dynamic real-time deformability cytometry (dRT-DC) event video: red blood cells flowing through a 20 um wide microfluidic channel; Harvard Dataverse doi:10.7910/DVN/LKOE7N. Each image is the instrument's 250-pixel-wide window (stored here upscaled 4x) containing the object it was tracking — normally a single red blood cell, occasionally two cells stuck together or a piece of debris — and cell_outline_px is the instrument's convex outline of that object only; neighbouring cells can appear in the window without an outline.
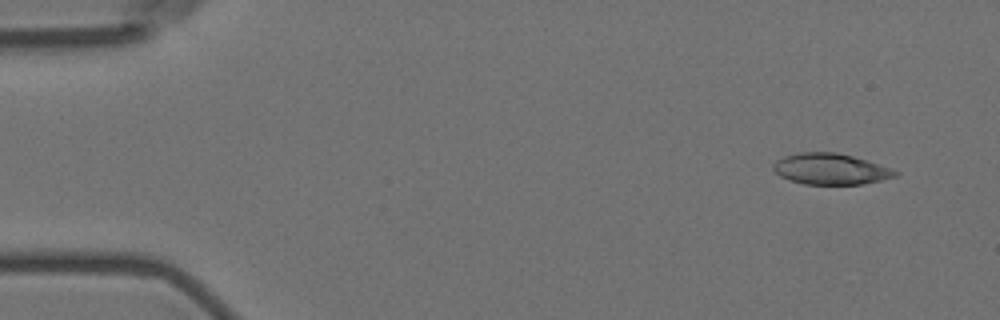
{"species": "Egyptian fruit bat (a non-hibernating species)", "species_latin": "Rousettus aegyptiacus", "temperature_condition": "room temperature", "stored_images_in_passage": 8, "camera_frame_rate_fps": 3000, "um_per_image_px": 0.085, "animal": {"sex": "female"}, "frame": {"image": 1, "passage_image": 1, "time_ms": 0.0, "image_size_px": [1000, 320], "cell_outline_px": [[900, 172], [896, 176], [880, 180], [860, 184], [804, 184], [788, 180], [780, 176], [772, 168], [772, 164], [776, 160], [784, 156], [800, 152], [836, 152], [852, 156]], "centroid_in_image_um": [70.52, 14.36], "position_along_channel_um": 14.5, "area_um2": 21.79}}
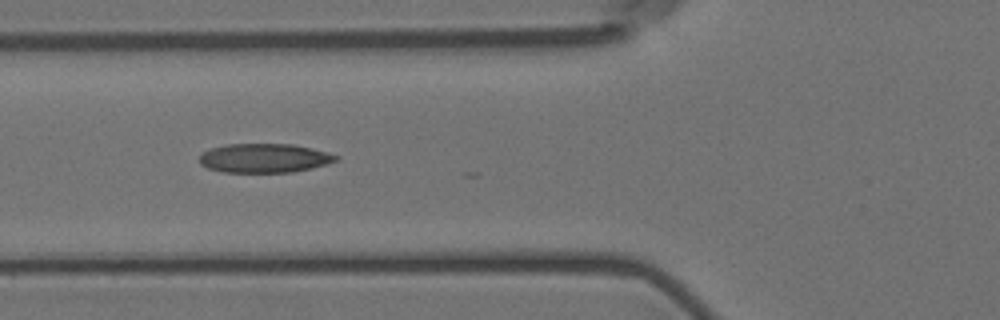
{"frame": {"image": 2, "passage_image": 6, "time_ms": 5.667, "image_size_px": [1000, 320], "cell_outline_px": [[340, 160], [312, 168], [292, 172], [224, 172], [208, 168], [200, 164], [200, 156], [208, 148], [228, 144], [292, 144], [312, 148], [328, 152], [340, 156]], "centroid_in_image_um": [22.5, 13.43], "position_along_channel_um": 103.3, "area_um2": 23.24}}
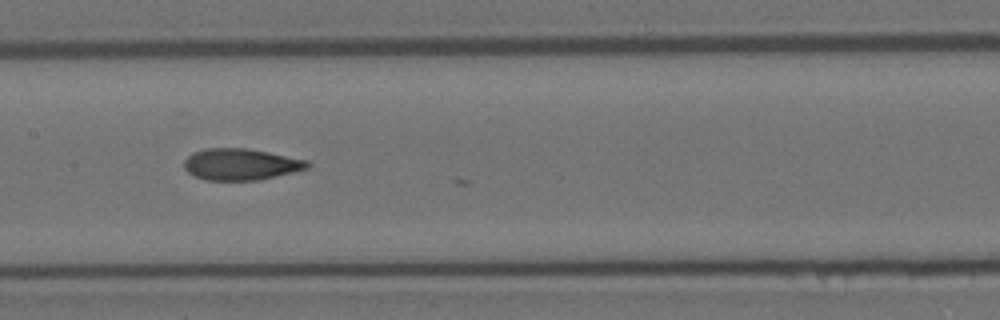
{"frame": {"image": 3, "passage_image": 8, "time_ms": 8.0, "image_size_px": [1000, 320], "cell_outline_px": [[312, 164], [308, 168], [260, 180], [204, 180], [192, 176], [184, 168], [184, 160], [192, 152], [204, 148], [248, 148], [308, 160]], "centroid_in_image_um": [20.44, 13.96], "position_along_channel_um": 187.0, "area_um2": 22.83}}